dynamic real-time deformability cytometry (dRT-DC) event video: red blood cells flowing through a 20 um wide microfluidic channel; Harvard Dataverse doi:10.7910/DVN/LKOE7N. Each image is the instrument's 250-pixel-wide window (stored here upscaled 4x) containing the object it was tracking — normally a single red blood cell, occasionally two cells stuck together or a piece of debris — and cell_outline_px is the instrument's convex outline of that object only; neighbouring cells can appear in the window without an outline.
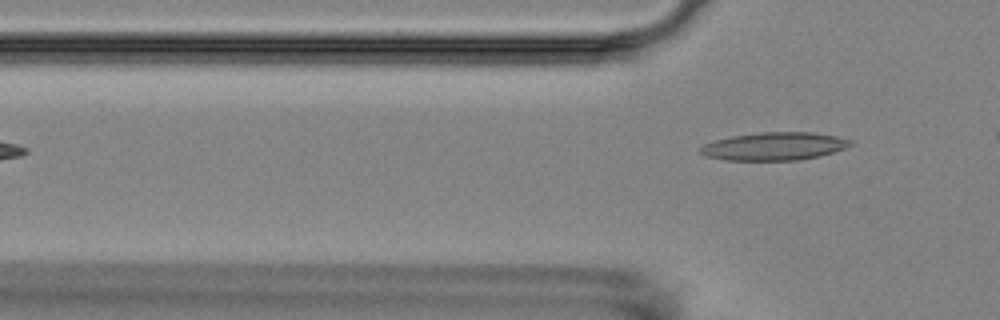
{"species": "Egyptian fruit bat (a non-hibernating species)", "species_latin": "Rousettus aegyptiacus", "temperature_condition": "room temperature", "stored_images_in_passage": 3, "camera_frame_rate_fps": 3000, "um_per_image_px": 0.085, "animal": {"sex": "female"}, "frame": {"image": 1, "passage_image": 3, "time_ms": 4.0, "image_size_px": [1000, 320], "cell_outline_px": [[852, 144], [844, 148], [820, 156], [800, 160], [724, 160], [704, 156], [700, 152], [700, 148], [704, 144], [716, 140], [732, 136], [756, 132], [812, 132], [836, 136], [852, 140]], "centroid_in_image_um": [65.8, 12.43], "position_along_channel_um": 60.0, "area_um2": 24.45}}